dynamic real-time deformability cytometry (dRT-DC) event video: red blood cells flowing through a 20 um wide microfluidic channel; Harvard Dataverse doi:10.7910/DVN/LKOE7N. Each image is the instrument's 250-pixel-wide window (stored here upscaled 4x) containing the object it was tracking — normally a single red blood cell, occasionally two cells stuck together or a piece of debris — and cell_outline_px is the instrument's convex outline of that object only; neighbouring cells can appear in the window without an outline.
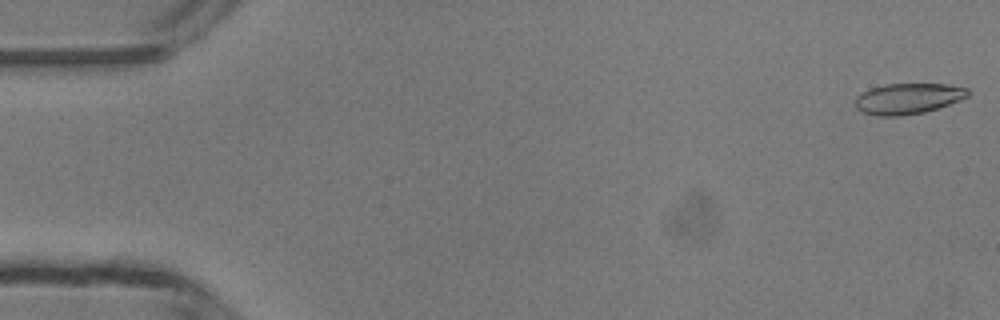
{"species": "common noctule bat (a hibernating species)", "species_latin": "Nyctalus noctula", "temperature_condition": "room temperature", "stored_images_in_passage": 10, "camera_frame_rate_fps": 3000, "um_per_image_px": 0.085, "animal": {"sex": "male", "body_mass_g": 13.3}, "frame": {"image": 1, "passage_image": 1, "time_ms": 0.0, "image_size_px": [1000, 320], "cell_outline_px": [[972, 92], [968, 96], [960, 100], [924, 112], [900, 116], [876, 116], [864, 112], [856, 108], [856, 96], [868, 88], [884, 84], [948, 84], [968, 88]], "centroid_in_image_um": [77.18, 8.37], "position_along_channel_um": 7.8, "area_um2": 20.29}}